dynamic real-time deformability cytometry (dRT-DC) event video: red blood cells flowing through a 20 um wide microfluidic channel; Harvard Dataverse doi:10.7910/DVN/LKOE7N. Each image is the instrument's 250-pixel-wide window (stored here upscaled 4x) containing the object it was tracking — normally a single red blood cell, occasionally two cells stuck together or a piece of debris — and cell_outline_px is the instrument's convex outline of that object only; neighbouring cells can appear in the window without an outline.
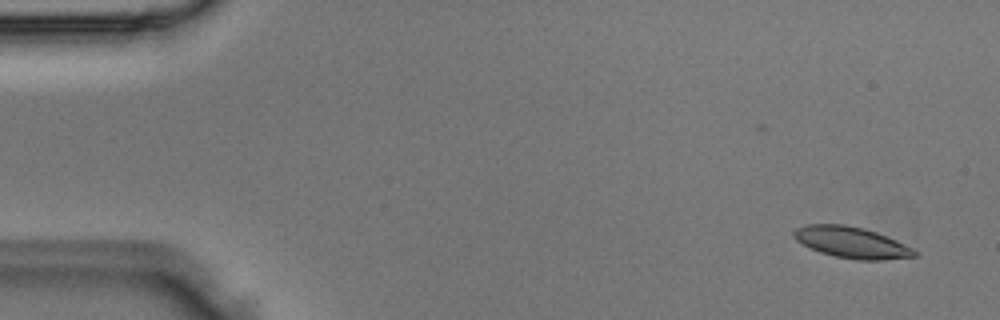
{"species": "Egyptian fruit bat (a non-hibernating species)", "species_latin": "Rousettus aegyptiacus", "temperature_condition": "room temperature", "stored_images_in_passage": 5, "camera_frame_rate_fps": 3000, "um_per_image_px": 0.085, "animal": {"sex": "male"}, "frame": {"image": 1, "passage_image": 1, "time_ms": 0.0, "image_size_px": [1000, 320], "cell_outline_px": [[920, 256], [880, 260], [856, 260], [836, 256], [820, 252], [808, 248], [796, 240], [792, 236], [792, 232], [796, 228], [804, 224], [844, 224], [864, 228], [876, 232], [896, 240], [912, 248]], "centroid_in_image_um": [72.35, 20.6], "position_along_channel_um": 12.7, "area_um2": 22.08}}